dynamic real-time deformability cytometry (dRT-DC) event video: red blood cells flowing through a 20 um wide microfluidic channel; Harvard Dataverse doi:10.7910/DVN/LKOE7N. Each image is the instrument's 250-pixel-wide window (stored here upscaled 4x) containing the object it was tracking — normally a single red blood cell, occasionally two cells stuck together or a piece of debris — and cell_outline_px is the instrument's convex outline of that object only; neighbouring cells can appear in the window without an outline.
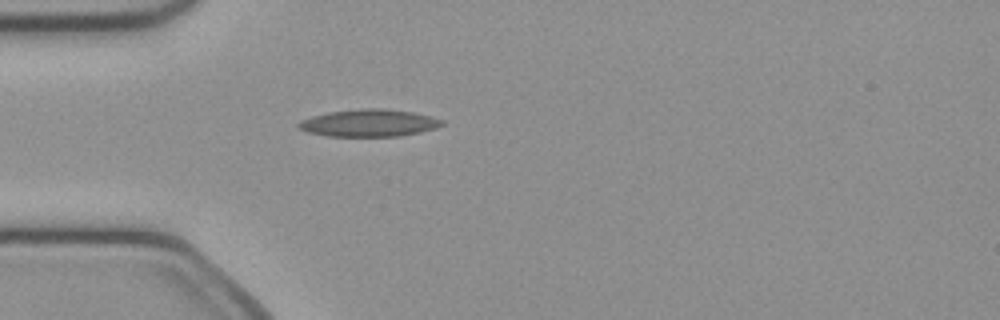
{"species": "common noctule bat (a hibernating species)", "species_latin": "Nyctalus noctula", "temperature_condition": "cold", "stored_images_in_passage": 37, "camera_frame_rate_fps": 3000, "um_per_image_px": 0.085, "animal": {"sex": "female", "body_mass_g": 21.9}, "frame": {"image": 1, "passage_image": 1, "time_ms": 0.0, "image_size_px": [1000, 320], "cell_outline_px": [[444, 124], [436, 128], [420, 132], [400, 136], [328, 136], [308, 132], [296, 128], [296, 124], [300, 120], [312, 116], [328, 112], [360, 108], [384, 108], [412, 112], [432, 116], [444, 120]], "centroid_in_image_um": [31.35, 10.45], "position_along_channel_um": 53.6, "area_um2": 23.0}}
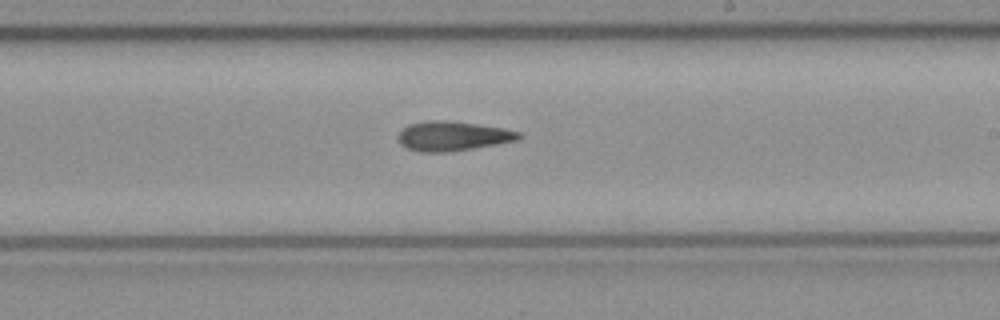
{"frame": {"image": 2, "passage_image": 16, "time_ms": 5.0, "image_size_px": [1000, 320], "cell_outline_px": [[524, 136], [516, 140], [496, 144], [448, 152], [420, 152], [404, 148], [400, 144], [396, 136], [408, 124], [428, 120], [444, 120], [476, 124], [504, 128], [520, 132]], "centroid_in_image_um": [38.44, 11.57], "position_along_channel_um": 250.6, "area_um2": 20.81}}
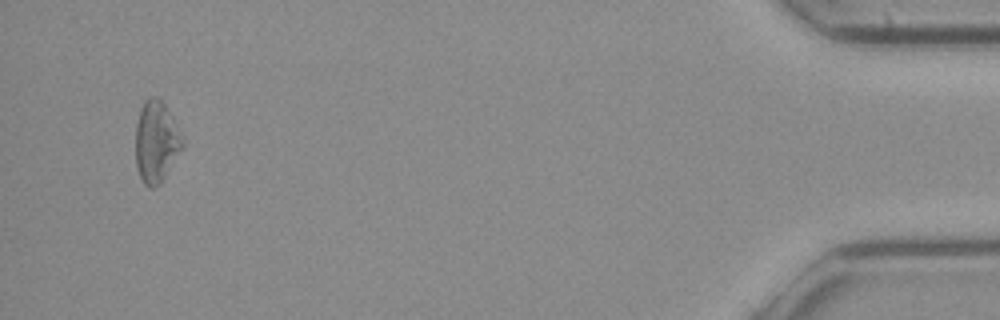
{"frame": {"image": 3, "passage_image": 35, "time_ms": 11.333, "image_size_px": [1000, 320], "cell_outline_px": [[184, 148], [160, 184], [152, 188], [144, 184], [140, 176], [136, 164], [136, 124], [140, 108], [144, 100], [152, 96], [156, 96], [164, 104], [184, 140]], "centroid_in_image_um": [13.28, 12.06], "position_along_channel_um": 421.9, "area_um2": 22.2}, "authors_computed_cell_mechanics": {"area_um2": 20.808, "velocity_mm_per_s": 4.0619, "shape_relaxation_time_tau1_ms": null, "shape_relaxation_time_tau2_ms": 9.9735, "deformation_change_tau1": null, "deformation_change_tau2": 0.2525}}